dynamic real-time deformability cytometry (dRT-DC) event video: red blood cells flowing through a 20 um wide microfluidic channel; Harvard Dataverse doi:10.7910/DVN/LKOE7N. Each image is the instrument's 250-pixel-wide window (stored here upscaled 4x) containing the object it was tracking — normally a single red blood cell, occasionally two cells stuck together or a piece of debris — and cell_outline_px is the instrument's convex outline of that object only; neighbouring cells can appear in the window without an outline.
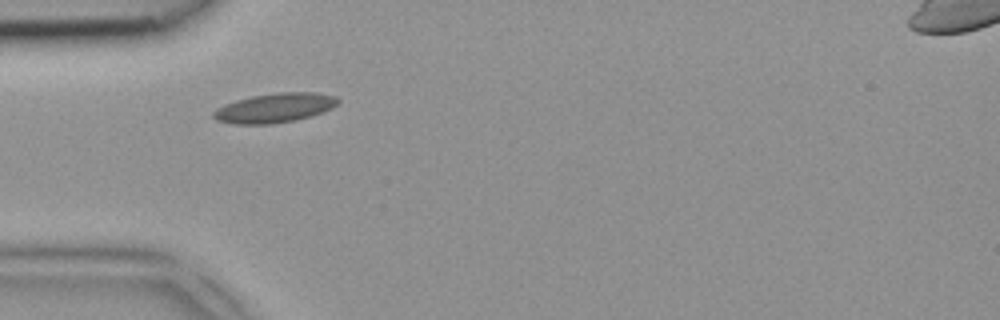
{"species": "common noctule bat (a hibernating species)", "species_latin": "Nyctalus noctula", "temperature_condition": "room temperature", "stored_images_in_passage": 1, "camera_frame_rate_fps": 3000, "um_per_image_px": 0.085, "animal": {"sex": "female", "body_mass_g": 18.4}, "frame": {"image": 1, "passage_image": 1, "time_ms": 0.0, "image_size_px": [1000, 320], "cell_outline_px": [[340, 100], [332, 108], [296, 120], [272, 124], [232, 124], [216, 120], [212, 116], [212, 112], [216, 108], [224, 104], [236, 100], [252, 96], [280, 92], [316, 92], [336, 96]], "centroid_in_image_um": [23.31, 9.17], "position_along_channel_um": 61.7, "area_um2": 21.33}}